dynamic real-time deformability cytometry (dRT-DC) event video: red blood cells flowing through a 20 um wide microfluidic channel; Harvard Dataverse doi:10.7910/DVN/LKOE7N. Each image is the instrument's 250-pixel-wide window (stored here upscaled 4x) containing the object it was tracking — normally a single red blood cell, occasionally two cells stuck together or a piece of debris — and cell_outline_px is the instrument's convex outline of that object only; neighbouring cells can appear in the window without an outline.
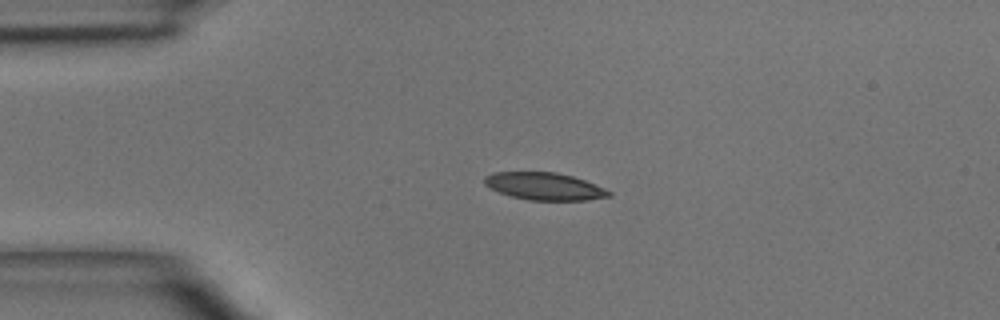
{"species": "common noctule bat (a hibernating species)", "species_latin": "Nyctalus noctula", "temperature_condition": "room temperature", "stored_images_in_passage": 3, "camera_frame_rate_fps": 3000, "um_per_image_px": 0.085, "animal": {"sex": "male", "body_mass_g": 15.6}, "frame": {"image": 1, "passage_image": 2, "time_ms": 2.0, "image_size_px": [1000, 320], "cell_outline_px": [[612, 196], [588, 200], [528, 200], [512, 196], [500, 192], [484, 184], [484, 176], [496, 172], [556, 172], [572, 176], [584, 180], [604, 188], [612, 192]], "centroid_in_image_um": [46.3, 15.83], "position_along_channel_um": 38.7, "area_um2": 19.71}}